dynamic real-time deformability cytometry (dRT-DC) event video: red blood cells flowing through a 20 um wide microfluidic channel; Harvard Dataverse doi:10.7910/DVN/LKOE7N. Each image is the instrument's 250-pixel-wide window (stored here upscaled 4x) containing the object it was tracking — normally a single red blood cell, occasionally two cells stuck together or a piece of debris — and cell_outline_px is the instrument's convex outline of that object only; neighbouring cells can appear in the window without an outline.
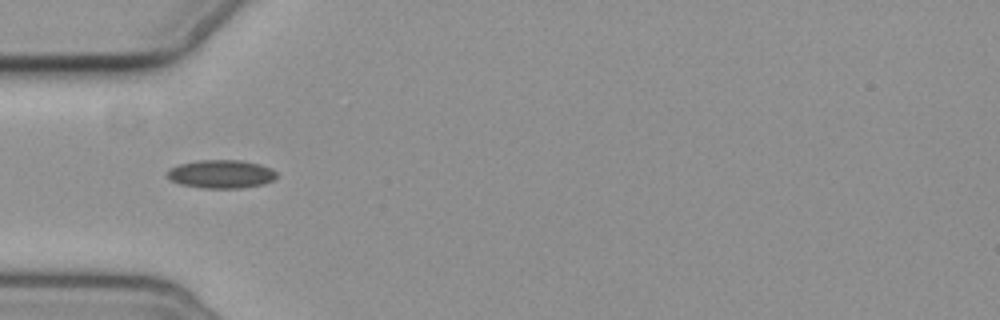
{"species": "common noctule bat (a hibernating species)", "species_latin": "Nyctalus noctula", "temperature_condition": "cold", "stored_images_in_passage": 10, "camera_frame_rate_fps": 3000, "um_per_image_px": 0.085, "animal": {"sex": "female", "body_mass_g": 19.3, "forearm_length_mm": 54.1}, "frame": {"image": 1, "passage_image": 5, "time_ms": 5.333, "image_size_px": [1000, 320], "cell_outline_px": [[276, 176], [272, 180], [264, 184], [244, 188], [200, 188], [180, 184], [164, 176], [168, 168], [180, 164], [196, 160], [244, 160], [260, 164], [272, 168], [276, 172]], "centroid_in_image_um": [18.77, 14.79], "position_along_channel_um": 66.2, "area_um2": 18.38}}
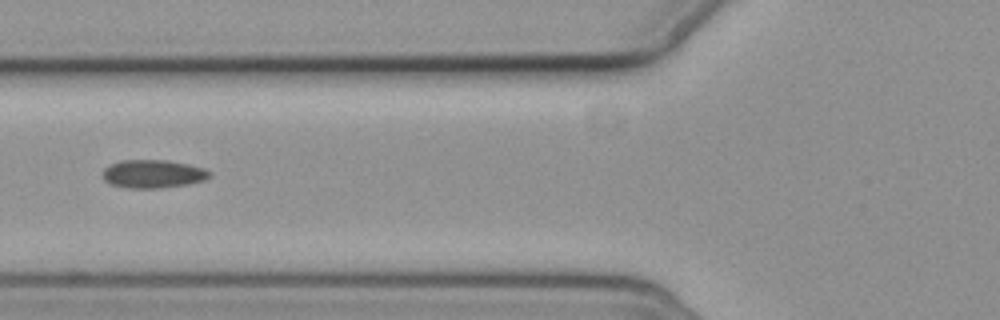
{"frame": {"image": 2, "passage_image": 6, "time_ms": 6.667, "image_size_px": [1000, 320], "cell_outline_px": [[212, 176], [204, 180], [188, 184], [160, 188], [128, 188], [112, 184], [104, 180], [104, 168], [108, 164], [120, 160], [168, 160], [188, 164], [204, 168], [212, 172]], "centroid_in_image_um": [13.03, 14.77], "position_along_channel_um": 112.8, "area_um2": 17.69}}
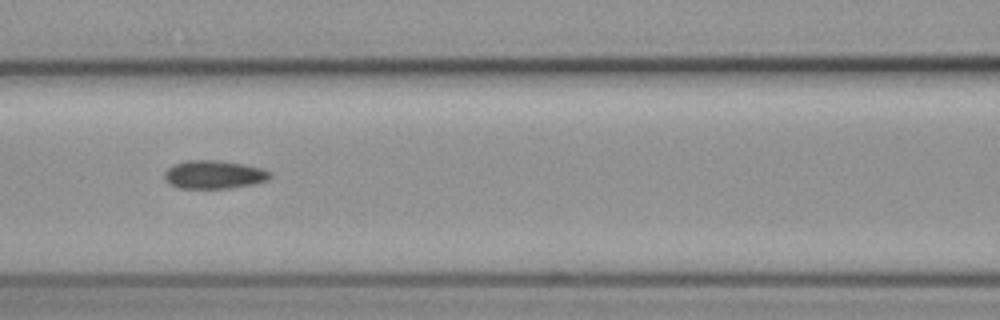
{"frame": {"image": 3, "passage_image": 7, "time_ms": 7.667, "image_size_px": [1000, 320], "cell_outline_px": [[272, 176], [264, 180], [252, 184], [224, 188], [180, 188], [168, 184], [164, 176], [164, 172], [168, 168], [184, 160], [220, 160], [244, 164], [260, 168], [272, 172]], "centroid_in_image_um": [18.15, 14.83], "position_along_channel_um": 148.4, "area_um2": 17.28}}